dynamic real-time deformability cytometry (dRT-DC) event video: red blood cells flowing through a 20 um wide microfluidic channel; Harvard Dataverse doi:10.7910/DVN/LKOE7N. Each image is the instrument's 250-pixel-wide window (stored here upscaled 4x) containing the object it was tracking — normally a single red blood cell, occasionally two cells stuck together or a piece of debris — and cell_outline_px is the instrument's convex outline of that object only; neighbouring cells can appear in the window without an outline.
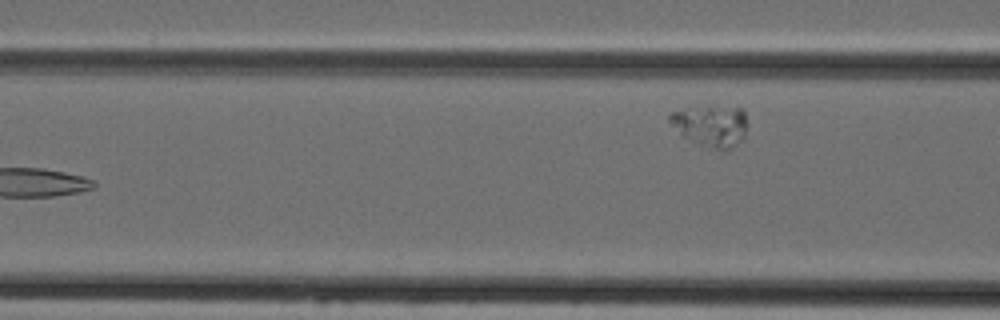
{"species": "Egyptian fruit bat (a non-hibernating species)", "species_latin": "Rousettus aegyptiacus", "temperature_condition": "cold", "stored_images_in_passage": 7, "camera_frame_rate_fps": 3000, "um_per_image_px": 0.085, "animal": {"sex": "female"}, "frame": {"image": 1, "passage_image": 7, "time_ms": 7.667, "image_size_px": [1000, 320], "cell_outline_px": [[744, 136], [728, 152], [724, 152], [700, 144], [684, 136], [668, 120], [668, 116], [672, 112], [708, 108], [744, 108]], "centroid_in_image_um": [60.45, 10.75], "position_along_channel_um": 106.1, "area_um2": 17.69}}